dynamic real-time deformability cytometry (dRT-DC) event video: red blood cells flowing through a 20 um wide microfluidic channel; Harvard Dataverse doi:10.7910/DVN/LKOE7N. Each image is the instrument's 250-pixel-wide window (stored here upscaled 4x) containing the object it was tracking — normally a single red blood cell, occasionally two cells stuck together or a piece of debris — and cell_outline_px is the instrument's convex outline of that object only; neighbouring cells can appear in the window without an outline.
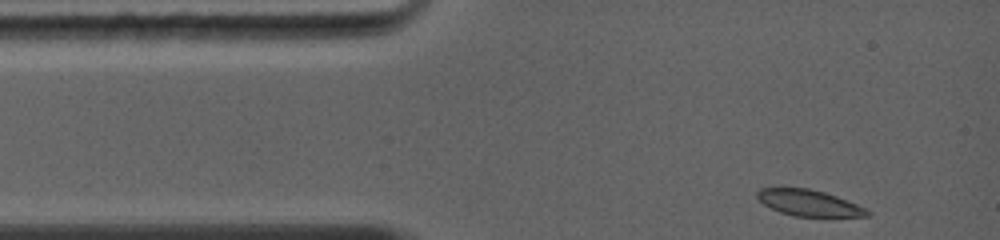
{"species": "common noctule bat (a hibernating species)", "species_latin": "Nyctalus noctula", "temperature_condition": "warm", "stored_images_in_passage": 29, "camera_frame_rate_fps": 5000, "um_per_image_px": 0.085, "animal": {"sex": "female", "body_mass_g": 19.0, "forearm_length_mm": 56.7}, "frame": {"image": 1, "passage_image": 1, "time_ms": 0.0, "image_size_px": [1000, 240], "cell_outline_px": [[872, 212], [868, 216], [792, 216], [780, 212], [764, 204], [756, 196], [756, 192], [760, 188], [808, 188], [824, 192], [836, 196], [856, 204]], "centroid_in_image_um": [68.74, 17.24], "position_along_channel_um": 16.3, "area_um2": 16.53}}
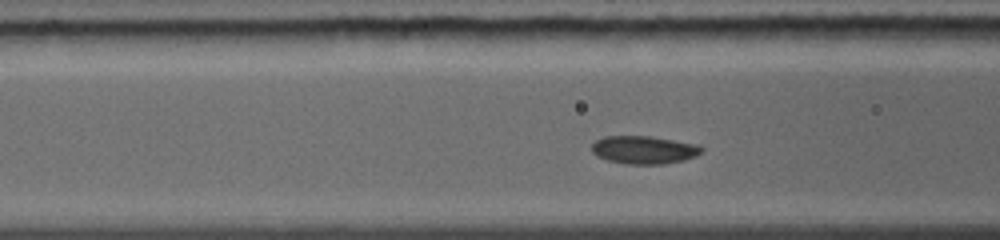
{"frame": {"image": 2, "passage_image": 18, "time_ms": 3.2, "image_size_px": [1000, 240], "cell_outline_px": [[704, 152], [696, 156], [684, 160], [664, 164], [628, 164], [608, 160], [596, 156], [592, 152], [592, 144], [596, 140], [604, 136], [648, 136], [700, 144], [704, 148]], "centroid_in_image_um": [54.78, 12.73], "position_along_channel_um": 111.8, "area_um2": 18.09}}
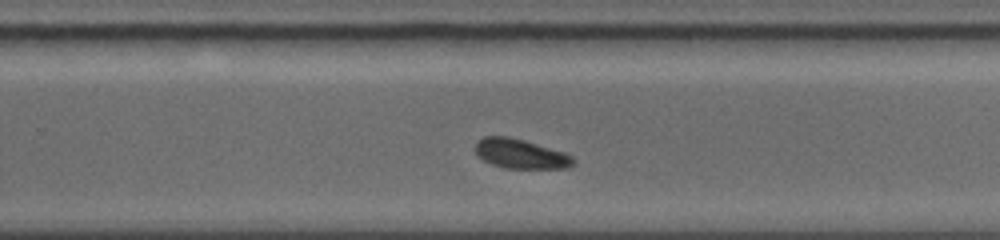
{"frame": {"image": 3, "passage_image": 29, "time_ms": 7.2, "image_size_px": [1000, 240], "cell_outline_px": [[576, 160], [568, 168], [504, 168], [492, 164], [484, 160], [476, 152], [476, 140], [484, 136], [508, 136], [524, 140], [568, 152]], "centroid_in_image_um": [44.29, 13.06], "position_along_channel_um": 285.5, "area_um2": 16.99}}